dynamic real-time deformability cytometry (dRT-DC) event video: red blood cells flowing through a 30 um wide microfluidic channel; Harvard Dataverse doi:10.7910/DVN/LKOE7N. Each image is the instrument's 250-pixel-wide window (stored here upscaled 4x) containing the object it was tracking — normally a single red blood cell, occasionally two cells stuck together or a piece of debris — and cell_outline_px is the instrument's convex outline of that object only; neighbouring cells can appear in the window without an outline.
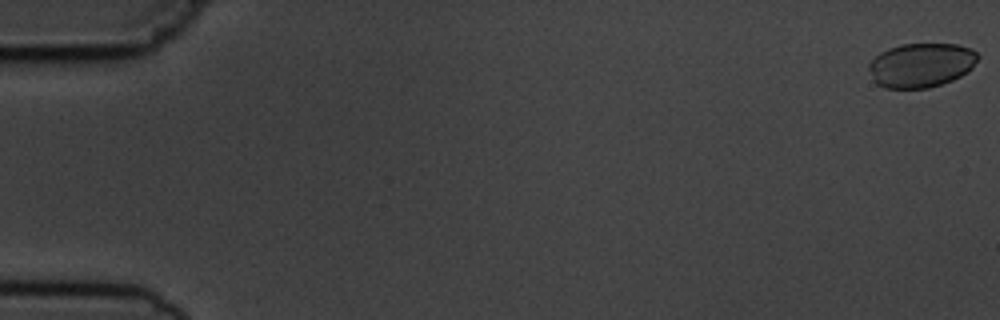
{"species": "common noctule bat (a hibernating species)", "species_latin": "Nyctalus noctula", "temperature_condition": "cold", "stored_images_in_passage": 5, "camera_frame_rate_fps": 3000, "um_per_image_px": 0.085, "animal": {"sex": "male", "body_mass_g": 19.5, "forearm_length_mm": 54.6}, "frame": {"image": 1, "passage_image": 1, "time_ms": 0.0, "image_size_px": [1000, 320], "cell_outline_px": [[980, 56], [972, 68], [968, 72], [952, 80], [928, 88], [884, 88], [876, 84], [868, 68], [868, 64], [880, 52], [888, 48], [900, 44], [956, 44], [972, 48]], "centroid_in_image_um": [78.3, 5.53], "position_along_channel_um": 6.7, "area_um2": 28.26}}